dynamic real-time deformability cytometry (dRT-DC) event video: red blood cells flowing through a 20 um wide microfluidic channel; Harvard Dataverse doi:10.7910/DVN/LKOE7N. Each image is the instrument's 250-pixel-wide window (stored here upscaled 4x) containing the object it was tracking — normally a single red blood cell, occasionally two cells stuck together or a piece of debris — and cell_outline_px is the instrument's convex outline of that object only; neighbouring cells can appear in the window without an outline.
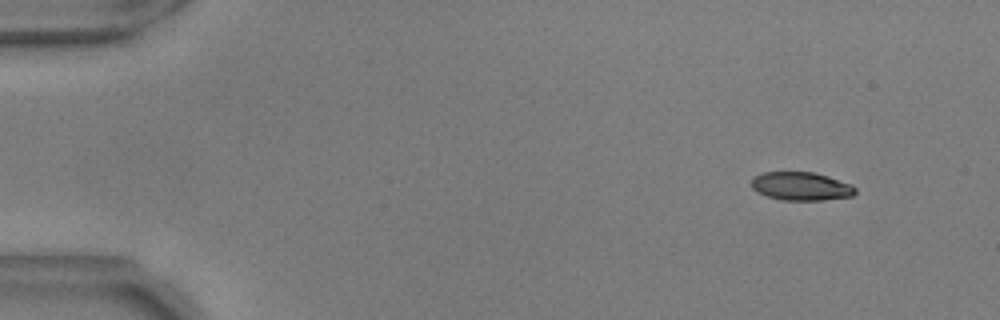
{"species": "common noctule bat (a hibernating species)", "species_latin": "Nyctalus noctula", "temperature_condition": "warm", "stored_images_in_passage": 52, "camera_frame_rate_fps": 3000, "um_per_image_px": 0.085, "animal": {"sex": "male", "body_mass_g": 17.9, "forearm_length_mm": 54.2}, "frame": {"image": 1, "passage_image": 2, "time_ms": 0.333, "image_size_px": [1000, 320], "cell_outline_px": [[856, 192], [852, 196], [824, 200], [780, 200], [756, 192], [752, 188], [752, 180], [756, 176], [764, 172], [812, 172], [828, 176], [852, 184], [856, 188]], "centroid_in_image_um": [68.11, 15.83], "position_along_channel_um": 16.9, "area_um2": 17.17}}
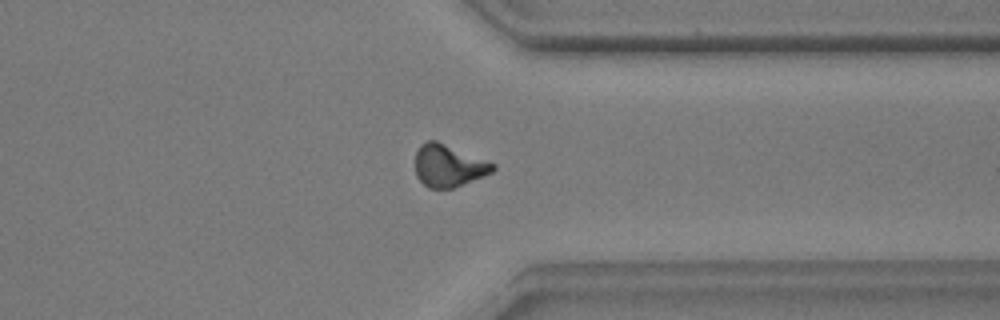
{"frame": {"image": 2, "passage_image": 40, "time_ms": 13.0, "image_size_px": [1000, 320], "cell_outline_px": [[496, 168], [492, 172], [484, 176], [452, 188], [428, 188], [416, 176], [416, 152], [420, 144], [428, 140], [436, 140], [496, 164]], "centroid_in_image_um": [38.12, 14.08], "position_along_channel_um": 373.3, "area_um2": 18.96}}
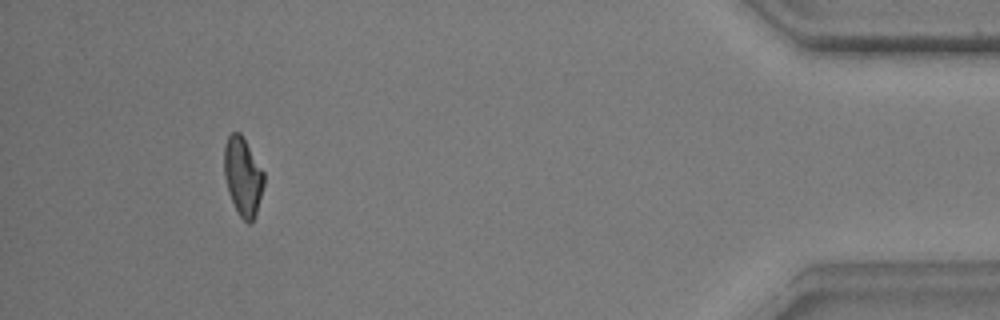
{"frame": {"image": 3, "passage_image": 48, "time_ms": 15.667, "image_size_px": [1000, 320], "cell_outline_px": [[264, 184], [256, 216], [248, 224], [240, 216], [228, 192], [224, 176], [224, 144], [228, 136], [232, 132], [240, 132], [264, 172]], "centroid_in_image_um": [20.64, 14.99], "position_along_channel_um": 414.6, "area_um2": 18.09}, "authors_computed_cell_mechanics": {"area_um2": 18.7272, "velocity_mm_per_s": 3.695, "shape_relaxation_time_tau1_ms": 7.4724, "shape_relaxation_time_tau2_ms": 2.6075, "deformation_change_tau1": 0.2218, "deformation_change_tau2": 0.1018}}